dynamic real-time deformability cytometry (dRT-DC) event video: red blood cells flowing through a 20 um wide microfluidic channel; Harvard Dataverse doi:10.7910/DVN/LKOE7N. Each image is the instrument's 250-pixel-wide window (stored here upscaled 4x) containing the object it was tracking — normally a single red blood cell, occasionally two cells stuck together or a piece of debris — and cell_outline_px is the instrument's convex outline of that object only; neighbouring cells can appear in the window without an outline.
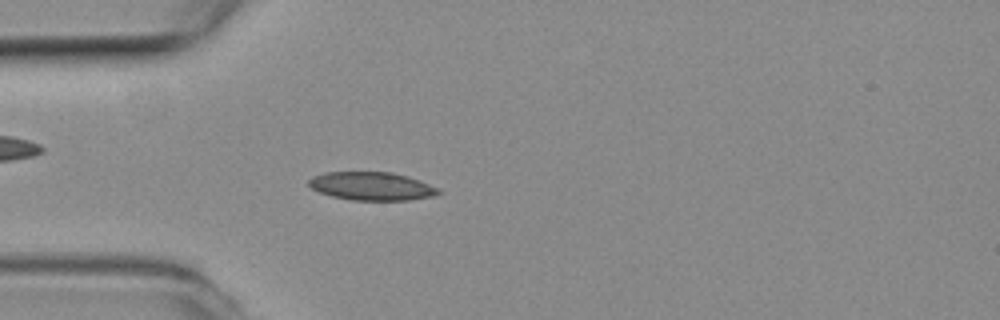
{"species": "common noctule bat (a hibernating species)", "species_latin": "Nyctalus noctula", "temperature_condition": "room temperature", "stored_images_in_passage": 41, "camera_frame_rate_fps": 3000, "um_per_image_px": 0.085, "animal": {"sex": "female", "body_mass_g": 19.3, "forearm_length_mm": 54.1}, "frame": {"image": 1, "passage_image": 15, "time_ms": 4.667, "image_size_px": [1000, 320], "cell_outline_px": [[440, 192], [432, 196], [408, 200], [352, 200], [332, 196], [320, 192], [312, 188], [308, 184], [308, 180], [312, 176], [324, 172], [392, 172], [408, 176], [420, 180], [440, 188]], "centroid_in_image_um": [31.59, 15.81], "position_along_channel_um": 53.4, "area_um2": 21.39}}
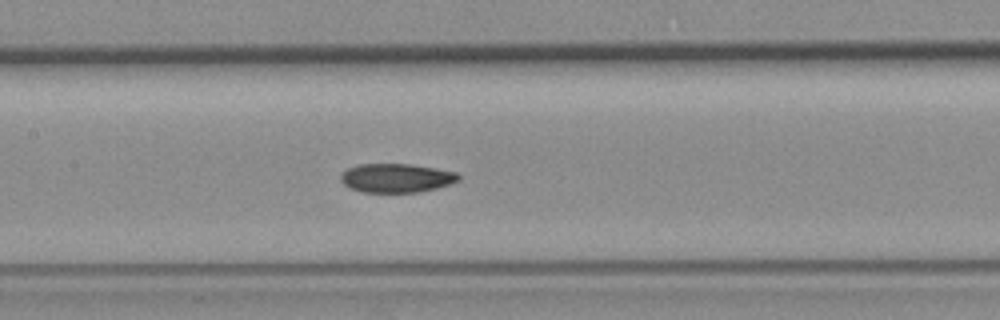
{"frame": {"image": 2, "passage_image": 25, "time_ms": 8.0, "image_size_px": [1000, 320], "cell_outline_px": [[460, 180], [436, 188], [420, 192], [360, 192], [344, 184], [340, 180], [340, 172], [348, 168], [360, 164], [412, 164], [436, 168], [456, 172], [460, 176]], "centroid_in_image_um": [33.68, 15.12], "position_along_channel_um": 173.7, "area_um2": 19.88}}
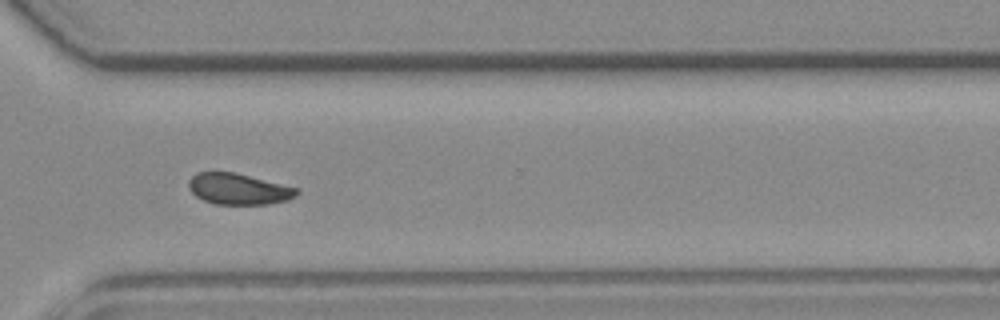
{"frame": {"image": 3, "passage_image": 39, "time_ms": 12.667, "image_size_px": [1000, 320], "cell_outline_px": [[300, 192], [296, 196], [288, 200], [268, 204], [216, 204], [204, 200], [196, 196], [188, 188], [188, 180], [196, 172], [232, 172], [296, 188]], "centroid_in_image_um": [20.24, 16.07], "position_along_channel_um": 350.4, "area_um2": 19.31}, "authors_computed_cell_mechanics": {"area_um2": 20.6924, "velocity_mm_per_s": 3.7928, "shape_relaxation_time_tau1_ms": 7.3531, "shape_relaxation_time_tau2_ms": 4.4378, "deformation_change_tau1": 0.1374, "deformation_change_tau2": 0.0595}}